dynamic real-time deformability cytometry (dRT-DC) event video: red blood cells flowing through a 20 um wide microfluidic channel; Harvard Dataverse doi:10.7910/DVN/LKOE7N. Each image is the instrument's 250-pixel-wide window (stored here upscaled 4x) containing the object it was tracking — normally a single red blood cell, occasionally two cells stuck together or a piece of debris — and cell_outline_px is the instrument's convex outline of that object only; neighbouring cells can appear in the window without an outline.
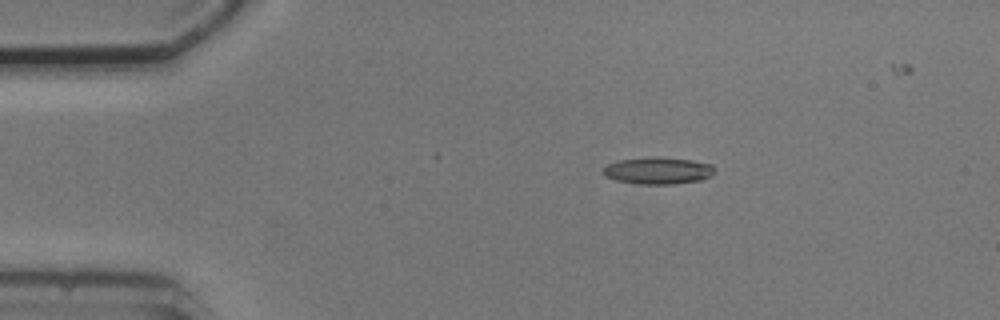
{"species": "common noctule bat (a hibernating species)", "species_latin": "Nyctalus noctula", "temperature_condition": "cold", "stored_images_in_passage": 5, "camera_frame_rate_fps": 3000, "um_per_image_px": 0.085, "animal": {"sex": "male", "body_mass_g": 20.5, "forearm_length_mm": 52.5}, "frame": {"image": 1, "passage_image": 3, "time_ms": 2.333, "image_size_px": [1000, 320], "cell_outline_px": [[716, 172], [712, 176], [700, 180], [672, 184], [640, 184], [616, 180], [604, 176], [604, 168], [608, 164], [620, 160], [692, 160], [712, 164], [716, 168]], "centroid_in_image_um": [56.01, 14.56], "position_along_channel_um": 29.0, "area_um2": 16.53}}